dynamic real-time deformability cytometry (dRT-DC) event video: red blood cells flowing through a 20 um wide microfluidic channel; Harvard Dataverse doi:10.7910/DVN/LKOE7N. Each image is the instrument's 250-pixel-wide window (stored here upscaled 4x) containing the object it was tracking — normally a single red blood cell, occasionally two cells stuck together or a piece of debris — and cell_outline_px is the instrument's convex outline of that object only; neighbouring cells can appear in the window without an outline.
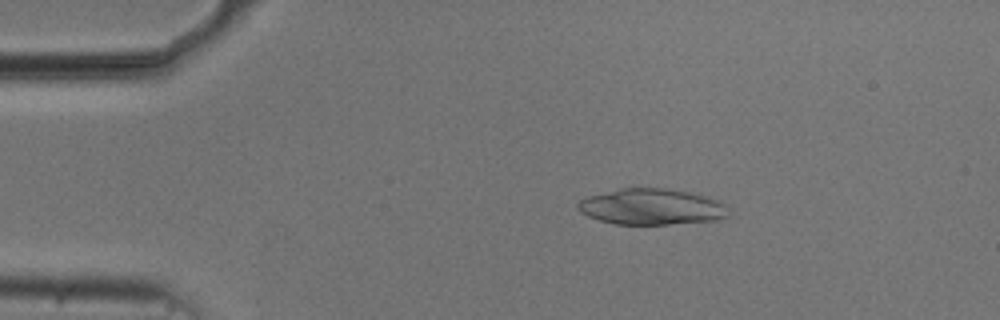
{"species": "common noctule bat (a hibernating species)", "species_latin": "Nyctalus noctula", "temperature_condition": "cold", "stored_images_in_passage": 46, "camera_frame_rate_fps": 3000, "um_per_image_px": 0.085, "animal": {"sex": "male", "body_mass_g": 20.5, "forearm_length_mm": 52.5}, "frame": {"image": 1, "passage_image": 2, "time_ms": 0.333, "image_size_px": [1000, 320], "cell_outline_px": [[732, 216], [716, 220], [668, 224], [616, 224], [600, 220], [588, 216], [580, 212], [576, 204], [580, 200], [588, 196], [620, 188], [668, 188], [700, 192], [720, 200], [724, 204]], "centroid_in_image_um": [55.47, 17.56], "position_along_channel_um": 29.5, "area_um2": 32.19}}